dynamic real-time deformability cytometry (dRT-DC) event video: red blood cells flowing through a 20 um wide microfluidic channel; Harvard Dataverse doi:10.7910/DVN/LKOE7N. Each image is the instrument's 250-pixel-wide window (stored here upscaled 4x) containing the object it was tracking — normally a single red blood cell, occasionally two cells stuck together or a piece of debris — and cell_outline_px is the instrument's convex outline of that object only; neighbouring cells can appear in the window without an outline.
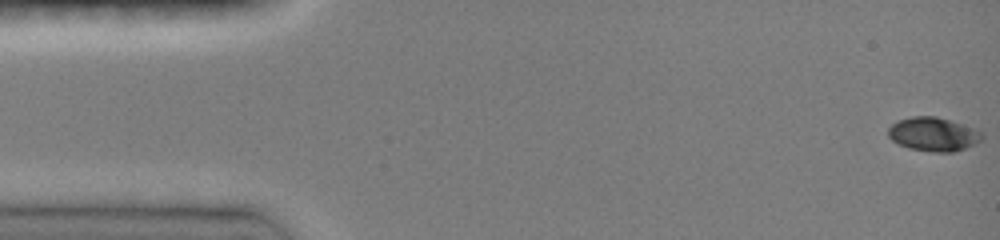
{"species": "common noctule bat (a hibernating species)", "species_latin": "Nyctalus noctula", "temperature_condition": "room temperature", "stored_images_in_passage": 7, "camera_frame_rate_fps": 3000, "um_per_image_px": 0.085, "animal": {"sex": "female", "body_mass_g": 19.0, "forearm_length_mm": 51.5}, "frame": {"image": 1, "passage_image": 1, "time_ms": 0.0, "image_size_px": [1000, 240], "cell_outline_px": [[984, 136], [976, 144], [952, 152], [932, 152], [908, 148], [892, 140], [888, 136], [888, 128], [892, 124], [900, 120], [912, 116], [936, 116], [984, 132]], "centroid_in_image_um": [79.33, 11.41], "position_along_channel_um": 5.7, "area_um2": 18.32}}
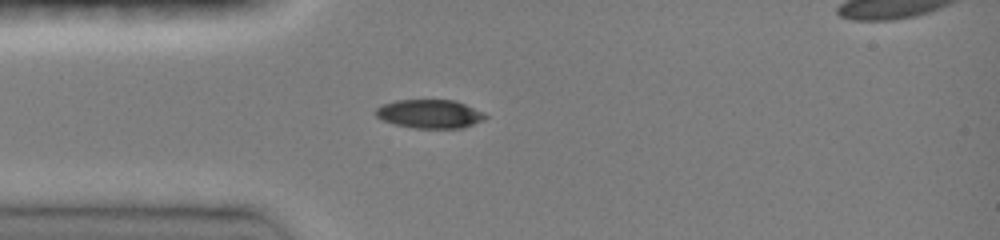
{"frame": {"image": 2, "passage_image": 5, "time_ms": 4.0, "image_size_px": [1000, 240], "cell_outline_px": [[488, 116], [484, 120], [464, 128], [412, 128], [396, 124], [384, 120], [376, 116], [376, 108], [384, 104], [396, 100], [456, 100]], "centroid_in_image_um": [36.53, 9.69], "position_along_channel_um": 48.5, "area_um2": 18.09}}